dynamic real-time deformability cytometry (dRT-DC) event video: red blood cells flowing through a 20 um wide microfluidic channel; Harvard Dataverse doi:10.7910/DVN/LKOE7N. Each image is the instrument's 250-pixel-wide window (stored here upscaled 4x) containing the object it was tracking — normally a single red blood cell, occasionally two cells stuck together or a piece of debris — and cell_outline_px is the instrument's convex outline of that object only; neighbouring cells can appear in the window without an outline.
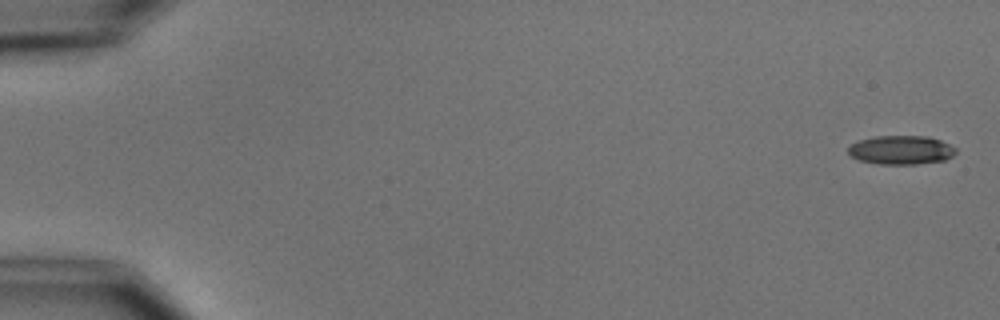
{"species": "common noctule bat (a hibernating species)", "species_latin": "Nyctalus noctula", "temperature_condition": "cold", "stored_images_in_passage": 11, "camera_frame_rate_fps": 3000, "um_per_image_px": 0.085, "animal": {"sex": "male", "body_mass_g": 15.6}, "frame": {"image": 1, "passage_image": 1, "time_ms": 0.0, "image_size_px": [1000, 320], "cell_outline_px": [[956, 152], [952, 156], [944, 160], [916, 164], [880, 164], [860, 160], [848, 156], [848, 148], [852, 144], [860, 140], [876, 136], [928, 136], [940, 140], [956, 148]], "centroid_in_image_um": [76.58, 12.75], "position_along_channel_um": 8.4, "area_um2": 18.03}}
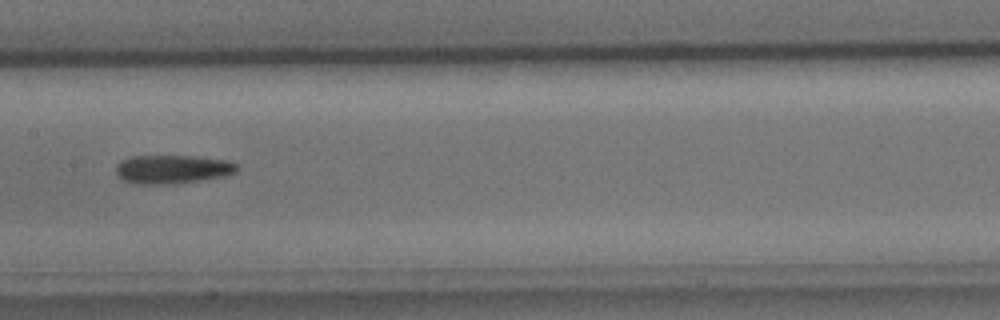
{"frame": {"image": 2, "passage_image": 8, "time_ms": 9.0, "image_size_px": [1000, 320], "cell_outline_px": [[236, 168], [232, 172], [224, 176], [200, 180], [156, 184], [136, 184], [124, 180], [116, 172], [116, 164], [120, 160], [132, 156], [196, 156], [224, 160], [236, 164]], "centroid_in_image_um": [14.58, 14.37], "position_along_channel_um": 192.8, "area_um2": 19.71}}
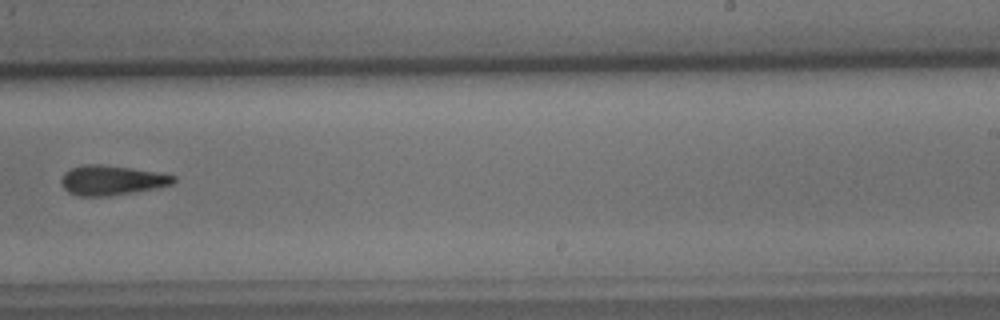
{"frame": {"image": 3, "passage_image": 10, "time_ms": 11.333, "image_size_px": [1000, 320], "cell_outline_px": [[176, 180], [172, 184], [132, 192], [108, 196], [80, 196], [68, 192], [60, 184], [60, 180], [64, 172], [72, 168], [84, 164], [100, 164], [132, 168], [156, 172], [176, 176]], "centroid_in_image_um": [9.44, 15.31], "position_along_channel_um": 279.6, "area_um2": 19.31}}